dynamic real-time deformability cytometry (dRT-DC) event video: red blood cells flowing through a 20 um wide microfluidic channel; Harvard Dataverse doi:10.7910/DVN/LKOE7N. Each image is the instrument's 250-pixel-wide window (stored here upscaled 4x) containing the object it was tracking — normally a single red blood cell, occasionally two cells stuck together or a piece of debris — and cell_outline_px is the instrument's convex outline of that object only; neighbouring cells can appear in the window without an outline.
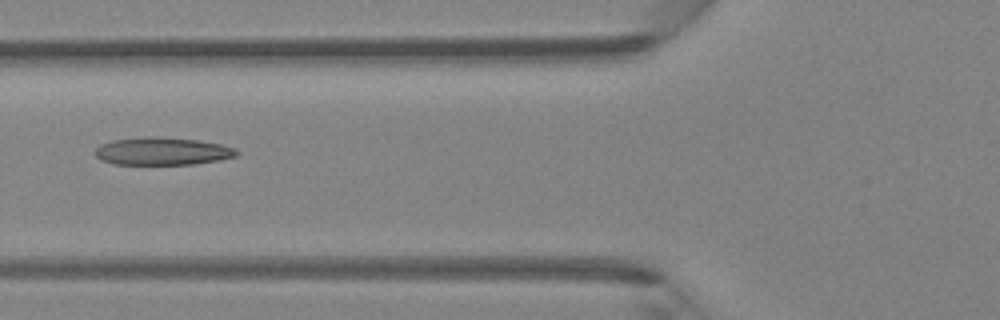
{"species": "Egyptian fruit bat (a non-hibernating species)", "species_latin": "Rousettus aegyptiacus", "temperature_condition": "room temperature", "stored_images_in_passage": 5, "camera_frame_rate_fps": 3000, "um_per_image_px": 0.085, "animal": {"sex": "female"}, "frame": {"image": 1, "passage_image": 3, "time_ms": 2.667, "image_size_px": [1000, 320], "cell_outline_px": [[240, 152], [236, 156], [220, 160], [192, 164], [112, 164], [100, 160], [92, 152], [100, 144], [112, 140], [144, 136], [152, 136], [196, 140], [220, 144], [236, 148]], "centroid_in_image_um": [13.76, 12.85], "position_along_channel_um": 112.0, "area_um2": 23.0}}
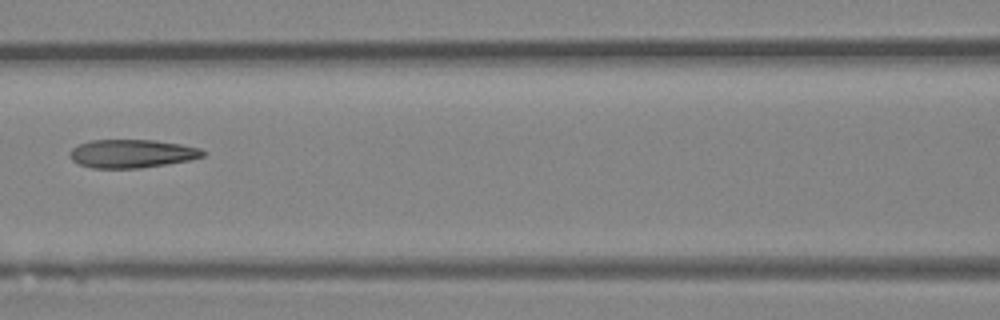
{"frame": {"image": 2, "passage_image": 4, "time_ms": 3.667, "image_size_px": [1000, 320], "cell_outline_px": [[208, 152], [204, 156], [192, 160], [168, 164], [140, 168], [92, 168], [80, 164], [72, 160], [68, 152], [76, 144], [92, 140], [156, 140], [180, 144], [200, 148]], "centroid_in_image_um": [11.23, 13.05], "position_along_channel_um": 155.4, "area_um2": 22.25}}
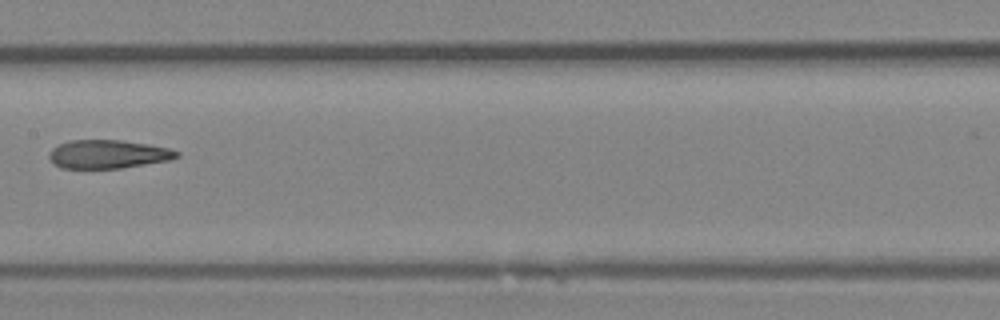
{"frame": {"image": 3, "passage_image": 5, "time_ms": 4.667, "image_size_px": [1000, 320], "cell_outline_px": [[180, 156], [168, 160], [120, 168], [60, 168], [48, 156], [48, 152], [52, 148], [68, 140], [120, 140], [168, 148], [180, 152]], "centroid_in_image_um": [9.15, 13.1], "position_along_channel_um": 198.3, "area_um2": 20.92}}